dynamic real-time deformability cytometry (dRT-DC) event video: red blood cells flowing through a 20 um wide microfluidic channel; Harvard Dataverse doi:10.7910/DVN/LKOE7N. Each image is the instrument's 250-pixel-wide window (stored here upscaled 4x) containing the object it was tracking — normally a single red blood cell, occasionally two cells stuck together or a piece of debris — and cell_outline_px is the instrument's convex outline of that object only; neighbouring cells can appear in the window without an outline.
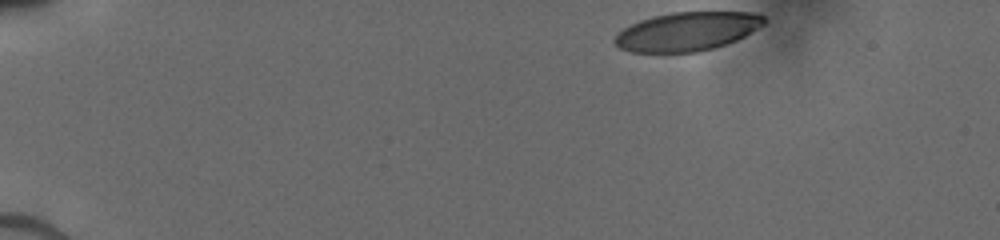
{"species": "human", "species_latin": "Homo sapiens", "temperature_condition": "cold", "stored_images_in_passage": 16, "camera_frame_rate_fps": 3000, "um_per_image_px": 0.085, "donor": {"sex": "male"}, "frame": {"image": 1, "passage_image": 1, "time_ms": 0.0, "image_size_px": [1000, 240], "cell_outline_px": [[764, 24], [744, 36], [736, 40], [712, 48], [696, 52], [632, 52], [620, 48], [612, 40], [624, 28], [640, 20], [652, 16], [672, 12], [756, 12], [764, 16]], "centroid_in_image_um": [58.4, 2.66], "position_along_channel_um": 26.6, "area_um2": 33.47}}
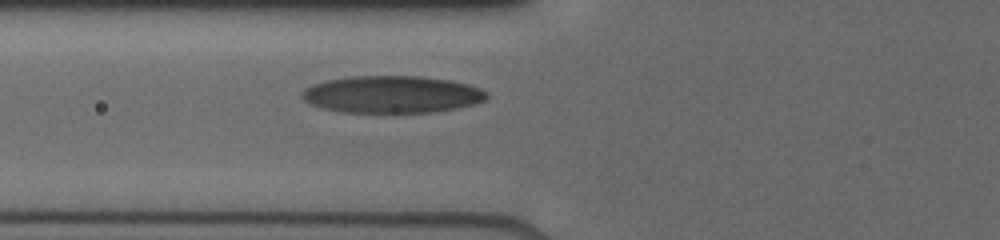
{"frame": {"image": 2, "passage_image": 10, "time_ms": 4.333, "image_size_px": [1000, 240], "cell_outline_px": [[488, 96], [484, 100], [472, 104], [432, 112], [340, 112], [324, 108], [312, 104], [304, 100], [300, 96], [300, 92], [304, 88], [312, 84], [328, 80], [348, 76], [420, 76], [448, 80], [468, 84], [480, 88], [488, 92]], "centroid_in_image_um": [33.27, 8.01], "position_along_channel_um": 92.5, "area_um2": 39.82}}
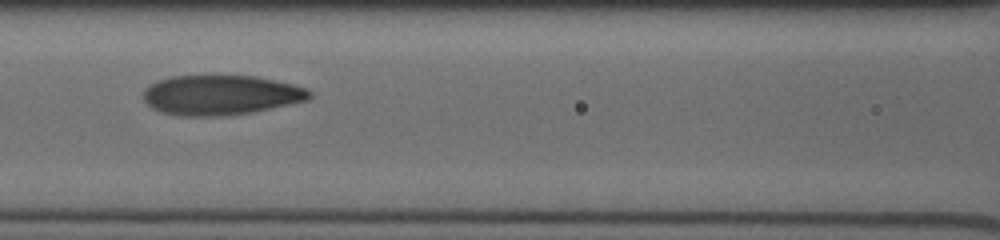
{"frame": {"image": 3, "passage_image": 14, "time_ms": 5.667, "image_size_px": [1000, 240], "cell_outline_px": [[312, 96], [308, 100], [252, 112], [224, 116], [180, 116], [164, 112], [152, 108], [144, 100], [144, 88], [160, 80], [172, 76], [256, 76], [292, 84], [308, 88], [312, 92]], "centroid_in_image_um": [18.8, 8.08], "position_along_channel_um": 147.8, "area_um2": 38.44}}